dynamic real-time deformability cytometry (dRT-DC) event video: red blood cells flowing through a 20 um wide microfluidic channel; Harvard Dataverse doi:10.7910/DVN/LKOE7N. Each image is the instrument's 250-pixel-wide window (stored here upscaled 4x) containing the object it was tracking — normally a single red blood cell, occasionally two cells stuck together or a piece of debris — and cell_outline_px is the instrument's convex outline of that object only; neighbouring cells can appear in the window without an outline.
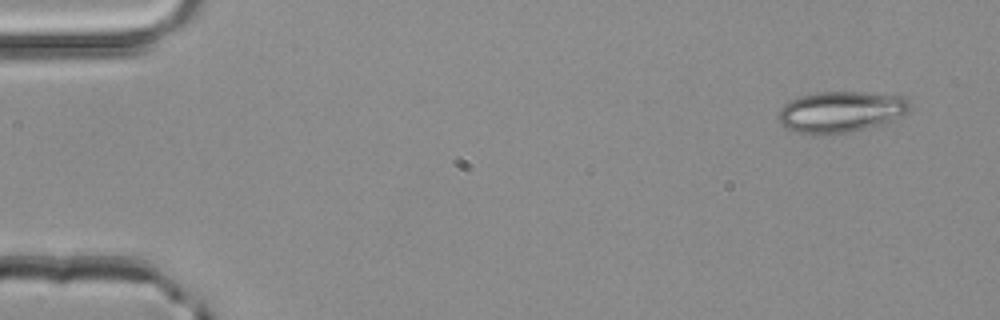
{"species": "common noctule bat (a hibernating species)", "species_latin": "Nyctalus noctula", "temperature_condition": "room temperature", "stored_images_in_passage": 3, "camera_frame_rate_fps": 3000, "um_per_image_px": 0.085, "animal": {"sex": "male", "body_mass_g": 20.4}, "frame": {"image": 1, "passage_image": 1, "time_ms": 0.0, "image_size_px": [1000, 320], "cell_outline_px": [[912, 104], [908, 112], [892, 120], [880, 124], [848, 132], [820, 136], [796, 132], [784, 128], [776, 120], [776, 116], [780, 108], [784, 104], [800, 96], [816, 92], [864, 92], [904, 96]], "centroid_in_image_um": [71.41, 9.51], "position_along_channel_um": 13.6, "area_um2": 31.91}}